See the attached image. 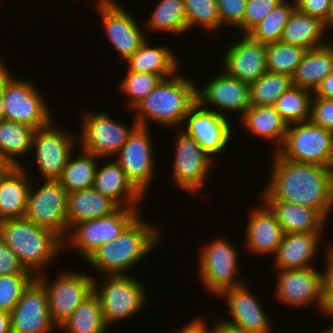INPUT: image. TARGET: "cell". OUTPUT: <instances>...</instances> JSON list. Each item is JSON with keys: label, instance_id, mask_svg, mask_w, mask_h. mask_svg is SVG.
Instances as JSON below:
<instances>
[{"label": "cell", "instance_id": "1", "mask_svg": "<svg viewBox=\"0 0 333 333\" xmlns=\"http://www.w3.org/2000/svg\"><path fill=\"white\" fill-rule=\"evenodd\" d=\"M272 155L273 167L265 190L276 200L317 210L328 221L333 213V167L294 162L277 152Z\"/></svg>", "mask_w": 333, "mask_h": 333}, {"label": "cell", "instance_id": "2", "mask_svg": "<svg viewBox=\"0 0 333 333\" xmlns=\"http://www.w3.org/2000/svg\"><path fill=\"white\" fill-rule=\"evenodd\" d=\"M141 213L115 240L94 250L86 259L104 275H131V268L149 255L161 242L162 231L145 221Z\"/></svg>", "mask_w": 333, "mask_h": 333}, {"label": "cell", "instance_id": "3", "mask_svg": "<svg viewBox=\"0 0 333 333\" xmlns=\"http://www.w3.org/2000/svg\"><path fill=\"white\" fill-rule=\"evenodd\" d=\"M196 82L180 72L163 79L131 110H134V119L139 126L146 128H150V121L163 127L180 128L190 109L197 103Z\"/></svg>", "mask_w": 333, "mask_h": 333}, {"label": "cell", "instance_id": "4", "mask_svg": "<svg viewBox=\"0 0 333 333\" xmlns=\"http://www.w3.org/2000/svg\"><path fill=\"white\" fill-rule=\"evenodd\" d=\"M0 237L35 276L47 272L44 269L63 250V240L57 234L25 217L0 221Z\"/></svg>", "mask_w": 333, "mask_h": 333}, {"label": "cell", "instance_id": "5", "mask_svg": "<svg viewBox=\"0 0 333 333\" xmlns=\"http://www.w3.org/2000/svg\"><path fill=\"white\" fill-rule=\"evenodd\" d=\"M5 64L3 60V119L23 123L36 130L47 127L55 117L46 97L34 82L14 77Z\"/></svg>", "mask_w": 333, "mask_h": 333}, {"label": "cell", "instance_id": "6", "mask_svg": "<svg viewBox=\"0 0 333 333\" xmlns=\"http://www.w3.org/2000/svg\"><path fill=\"white\" fill-rule=\"evenodd\" d=\"M98 284L94 277L93 291L98 295L103 319L109 327L141 312L147 301V293L141 281L134 275H104ZM97 279V280H95ZM100 287H99V286Z\"/></svg>", "mask_w": 333, "mask_h": 333}, {"label": "cell", "instance_id": "7", "mask_svg": "<svg viewBox=\"0 0 333 333\" xmlns=\"http://www.w3.org/2000/svg\"><path fill=\"white\" fill-rule=\"evenodd\" d=\"M204 246L198 254L197 269L206 291L219 296L223 291L242 286L247 282L246 279L239 277L240 255L236 245L233 246L228 239L219 237Z\"/></svg>", "mask_w": 333, "mask_h": 333}, {"label": "cell", "instance_id": "8", "mask_svg": "<svg viewBox=\"0 0 333 333\" xmlns=\"http://www.w3.org/2000/svg\"><path fill=\"white\" fill-rule=\"evenodd\" d=\"M276 152L294 162L333 167V132L310 120L289 124L284 142Z\"/></svg>", "mask_w": 333, "mask_h": 333}, {"label": "cell", "instance_id": "9", "mask_svg": "<svg viewBox=\"0 0 333 333\" xmlns=\"http://www.w3.org/2000/svg\"><path fill=\"white\" fill-rule=\"evenodd\" d=\"M140 214L138 208L120 207L109 216L76 223L63 240V248H75L85 260L99 246L118 238Z\"/></svg>", "mask_w": 333, "mask_h": 333}, {"label": "cell", "instance_id": "10", "mask_svg": "<svg viewBox=\"0 0 333 333\" xmlns=\"http://www.w3.org/2000/svg\"><path fill=\"white\" fill-rule=\"evenodd\" d=\"M83 114L80 132V148L93 153L100 159H113L126 143L133 131L139 126L134 119L132 126L115 121L106 111L92 112L88 110Z\"/></svg>", "mask_w": 333, "mask_h": 333}, {"label": "cell", "instance_id": "11", "mask_svg": "<svg viewBox=\"0 0 333 333\" xmlns=\"http://www.w3.org/2000/svg\"><path fill=\"white\" fill-rule=\"evenodd\" d=\"M55 123L53 120L47 127L35 130L33 135L31 152L42 180H58L78 146V135Z\"/></svg>", "mask_w": 333, "mask_h": 333}, {"label": "cell", "instance_id": "12", "mask_svg": "<svg viewBox=\"0 0 333 333\" xmlns=\"http://www.w3.org/2000/svg\"><path fill=\"white\" fill-rule=\"evenodd\" d=\"M48 273H40L36 279L46 290L51 319L59 329L77 306L93 292L94 277L82 271L80 273V270L79 272L62 270L56 276V280L50 283L46 279Z\"/></svg>", "mask_w": 333, "mask_h": 333}, {"label": "cell", "instance_id": "13", "mask_svg": "<svg viewBox=\"0 0 333 333\" xmlns=\"http://www.w3.org/2000/svg\"><path fill=\"white\" fill-rule=\"evenodd\" d=\"M39 188L31 184L24 217L47 228L62 240L69 232L67 220L68 193L58 180H42Z\"/></svg>", "mask_w": 333, "mask_h": 333}, {"label": "cell", "instance_id": "14", "mask_svg": "<svg viewBox=\"0 0 333 333\" xmlns=\"http://www.w3.org/2000/svg\"><path fill=\"white\" fill-rule=\"evenodd\" d=\"M179 130L175 135L172 181L175 186L195 195L205 185L216 161L197 144L193 137Z\"/></svg>", "mask_w": 333, "mask_h": 333}, {"label": "cell", "instance_id": "15", "mask_svg": "<svg viewBox=\"0 0 333 333\" xmlns=\"http://www.w3.org/2000/svg\"><path fill=\"white\" fill-rule=\"evenodd\" d=\"M150 132V128L138 126L113 158L143 196H146L156 171Z\"/></svg>", "mask_w": 333, "mask_h": 333}, {"label": "cell", "instance_id": "16", "mask_svg": "<svg viewBox=\"0 0 333 333\" xmlns=\"http://www.w3.org/2000/svg\"><path fill=\"white\" fill-rule=\"evenodd\" d=\"M276 275L275 299L299 309L315 305L324 313L323 271L313 268L279 270Z\"/></svg>", "mask_w": 333, "mask_h": 333}, {"label": "cell", "instance_id": "17", "mask_svg": "<svg viewBox=\"0 0 333 333\" xmlns=\"http://www.w3.org/2000/svg\"><path fill=\"white\" fill-rule=\"evenodd\" d=\"M115 0H97L96 10L100 15L105 35L113 44L123 61H126L147 39L139 21Z\"/></svg>", "mask_w": 333, "mask_h": 333}, {"label": "cell", "instance_id": "18", "mask_svg": "<svg viewBox=\"0 0 333 333\" xmlns=\"http://www.w3.org/2000/svg\"><path fill=\"white\" fill-rule=\"evenodd\" d=\"M183 126L180 129L193 137L213 159L220 156L232 142L233 128L228 116L207 110L198 102L188 112Z\"/></svg>", "mask_w": 333, "mask_h": 333}, {"label": "cell", "instance_id": "19", "mask_svg": "<svg viewBox=\"0 0 333 333\" xmlns=\"http://www.w3.org/2000/svg\"><path fill=\"white\" fill-rule=\"evenodd\" d=\"M248 282L242 286L225 290L218 296L226 299L230 320L221 318L217 321L248 333H272L271 319L263 308L264 305H261L262 302L258 296H255V293L250 290Z\"/></svg>", "mask_w": 333, "mask_h": 333}, {"label": "cell", "instance_id": "20", "mask_svg": "<svg viewBox=\"0 0 333 333\" xmlns=\"http://www.w3.org/2000/svg\"><path fill=\"white\" fill-rule=\"evenodd\" d=\"M10 319L12 333H54L59 330L51 319L46 290L36 278L10 312Z\"/></svg>", "mask_w": 333, "mask_h": 333}, {"label": "cell", "instance_id": "21", "mask_svg": "<svg viewBox=\"0 0 333 333\" xmlns=\"http://www.w3.org/2000/svg\"><path fill=\"white\" fill-rule=\"evenodd\" d=\"M208 82L202 89L197 86V102L205 109L223 116H227L224 111H229L240 114V118L251 106L249 84L228 76L224 71ZM208 105L213 107L209 109Z\"/></svg>", "mask_w": 333, "mask_h": 333}, {"label": "cell", "instance_id": "22", "mask_svg": "<svg viewBox=\"0 0 333 333\" xmlns=\"http://www.w3.org/2000/svg\"><path fill=\"white\" fill-rule=\"evenodd\" d=\"M266 47V43L242 33L240 40L223 53V71L247 84L255 82L267 72Z\"/></svg>", "mask_w": 333, "mask_h": 333}, {"label": "cell", "instance_id": "23", "mask_svg": "<svg viewBox=\"0 0 333 333\" xmlns=\"http://www.w3.org/2000/svg\"><path fill=\"white\" fill-rule=\"evenodd\" d=\"M260 199L275 215L284 233H324L327 221L317 210L274 199L264 188Z\"/></svg>", "mask_w": 333, "mask_h": 333}, {"label": "cell", "instance_id": "24", "mask_svg": "<svg viewBox=\"0 0 333 333\" xmlns=\"http://www.w3.org/2000/svg\"><path fill=\"white\" fill-rule=\"evenodd\" d=\"M248 217L244 247L257 256H274L284 236L275 215L263 203L261 207L251 208Z\"/></svg>", "mask_w": 333, "mask_h": 333}, {"label": "cell", "instance_id": "25", "mask_svg": "<svg viewBox=\"0 0 333 333\" xmlns=\"http://www.w3.org/2000/svg\"><path fill=\"white\" fill-rule=\"evenodd\" d=\"M323 234L284 233L273 258L275 270L313 268Z\"/></svg>", "mask_w": 333, "mask_h": 333}, {"label": "cell", "instance_id": "26", "mask_svg": "<svg viewBox=\"0 0 333 333\" xmlns=\"http://www.w3.org/2000/svg\"><path fill=\"white\" fill-rule=\"evenodd\" d=\"M98 163L93 188L100 194L111 198L120 207L139 208L145 198L127 179L125 172L113 159L104 163L101 168Z\"/></svg>", "mask_w": 333, "mask_h": 333}, {"label": "cell", "instance_id": "27", "mask_svg": "<svg viewBox=\"0 0 333 333\" xmlns=\"http://www.w3.org/2000/svg\"><path fill=\"white\" fill-rule=\"evenodd\" d=\"M27 169L9 166L0 175V221L24 217L32 183Z\"/></svg>", "mask_w": 333, "mask_h": 333}, {"label": "cell", "instance_id": "28", "mask_svg": "<svg viewBox=\"0 0 333 333\" xmlns=\"http://www.w3.org/2000/svg\"><path fill=\"white\" fill-rule=\"evenodd\" d=\"M148 38L126 61L128 72L152 73L163 79L174 76L180 70V62L176 53L165 45L152 46Z\"/></svg>", "mask_w": 333, "mask_h": 333}, {"label": "cell", "instance_id": "29", "mask_svg": "<svg viewBox=\"0 0 333 333\" xmlns=\"http://www.w3.org/2000/svg\"><path fill=\"white\" fill-rule=\"evenodd\" d=\"M241 127L262 140L271 141L276 145L273 152L283 144L288 124L276 111L274 106L251 105L239 118ZM273 141V142H272Z\"/></svg>", "mask_w": 333, "mask_h": 333}, {"label": "cell", "instance_id": "30", "mask_svg": "<svg viewBox=\"0 0 333 333\" xmlns=\"http://www.w3.org/2000/svg\"><path fill=\"white\" fill-rule=\"evenodd\" d=\"M119 208L120 206L115 201L100 194L93 187L68 193L69 230L76 223L109 216Z\"/></svg>", "mask_w": 333, "mask_h": 333}, {"label": "cell", "instance_id": "31", "mask_svg": "<svg viewBox=\"0 0 333 333\" xmlns=\"http://www.w3.org/2000/svg\"><path fill=\"white\" fill-rule=\"evenodd\" d=\"M333 71V42L309 49L292 75V85L313 93L325 77Z\"/></svg>", "mask_w": 333, "mask_h": 333}, {"label": "cell", "instance_id": "32", "mask_svg": "<svg viewBox=\"0 0 333 333\" xmlns=\"http://www.w3.org/2000/svg\"><path fill=\"white\" fill-rule=\"evenodd\" d=\"M325 31V22L295 8L283 29L280 41L307 50L314 49L329 43L324 41V34L327 33Z\"/></svg>", "mask_w": 333, "mask_h": 333}, {"label": "cell", "instance_id": "33", "mask_svg": "<svg viewBox=\"0 0 333 333\" xmlns=\"http://www.w3.org/2000/svg\"><path fill=\"white\" fill-rule=\"evenodd\" d=\"M35 130L23 123L0 120V155L8 166L24 165L19 160L31 153Z\"/></svg>", "mask_w": 333, "mask_h": 333}, {"label": "cell", "instance_id": "34", "mask_svg": "<svg viewBox=\"0 0 333 333\" xmlns=\"http://www.w3.org/2000/svg\"><path fill=\"white\" fill-rule=\"evenodd\" d=\"M75 152L74 150L69 156L62 175L58 179L67 193L93 187L98 162L102 160L83 149H79L77 154Z\"/></svg>", "mask_w": 333, "mask_h": 333}, {"label": "cell", "instance_id": "35", "mask_svg": "<svg viewBox=\"0 0 333 333\" xmlns=\"http://www.w3.org/2000/svg\"><path fill=\"white\" fill-rule=\"evenodd\" d=\"M66 333H107L98 295L93 291L59 327Z\"/></svg>", "mask_w": 333, "mask_h": 333}, {"label": "cell", "instance_id": "36", "mask_svg": "<svg viewBox=\"0 0 333 333\" xmlns=\"http://www.w3.org/2000/svg\"><path fill=\"white\" fill-rule=\"evenodd\" d=\"M145 23L147 30L184 35L187 32V17L184 0H159Z\"/></svg>", "mask_w": 333, "mask_h": 333}, {"label": "cell", "instance_id": "37", "mask_svg": "<svg viewBox=\"0 0 333 333\" xmlns=\"http://www.w3.org/2000/svg\"><path fill=\"white\" fill-rule=\"evenodd\" d=\"M312 96V91L292 85L278 97L274 107L288 125L305 122L310 119Z\"/></svg>", "mask_w": 333, "mask_h": 333}, {"label": "cell", "instance_id": "38", "mask_svg": "<svg viewBox=\"0 0 333 333\" xmlns=\"http://www.w3.org/2000/svg\"><path fill=\"white\" fill-rule=\"evenodd\" d=\"M282 0L277 6L259 22L248 34L261 43L280 41L283 29L296 8L295 0Z\"/></svg>", "mask_w": 333, "mask_h": 333}, {"label": "cell", "instance_id": "39", "mask_svg": "<svg viewBox=\"0 0 333 333\" xmlns=\"http://www.w3.org/2000/svg\"><path fill=\"white\" fill-rule=\"evenodd\" d=\"M307 52L301 46L281 41L268 43L266 47V70L270 73L291 76Z\"/></svg>", "mask_w": 333, "mask_h": 333}, {"label": "cell", "instance_id": "40", "mask_svg": "<svg viewBox=\"0 0 333 333\" xmlns=\"http://www.w3.org/2000/svg\"><path fill=\"white\" fill-rule=\"evenodd\" d=\"M291 86V76L266 72L258 80L249 84L250 104L274 106L278 97Z\"/></svg>", "mask_w": 333, "mask_h": 333}, {"label": "cell", "instance_id": "41", "mask_svg": "<svg viewBox=\"0 0 333 333\" xmlns=\"http://www.w3.org/2000/svg\"><path fill=\"white\" fill-rule=\"evenodd\" d=\"M187 33L193 26L199 25L211 34L223 27L216 0H184Z\"/></svg>", "mask_w": 333, "mask_h": 333}, {"label": "cell", "instance_id": "42", "mask_svg": "<svg viewBox=\"0 0 333 333\" xmlns=\"http://www.w3.org/2000/svg\"><path fill=\"white\" fill-rule=\"evenodd\" d=\"M162 80L163 78L157 74L127 72L118 85L119 91L127 97L125 107L132 110Z\"/></svg>", "mask_w": 333, "mask_h": 333}, {"label": "cell", "instance_id": "43", "mask_svg": "<svg viewBox=\"0 0 333 333\" xmlns=\"http://www.w3.org/2000/svg\"><path fill=\"white\" fill-rule=\"evenodd\" d=\"M35 278L34 274L0 276V310L11 312L25 289Z\"/></svg>", "mask_w": 333, "mask_h": 333}, {"label": "cell", "instance_id": "44", "mask_svg": "<svg viewBox=\"0 0 333 333\" xmlns=\"http://www.w3.org/2000/svg\"><path fill=\"white\" fill-rule=\"evenodd\" d=\"M282 0H246L243 34H248Z\"/></svg>", "mask_w": 333, "mask_h": 333}, {"label": "cell", "instance_id": "45", "mask_svg": "<svg viewBox=\"0 0 333 333\" xmlns=\"http://www.w3.org/2000/svg\"><path fill=\"white\" fill-rule=\"evenodd\" d=\"M222 25L234 26L243 32V19L245 14L246 0H216Z\"/></svg>", "mask_w": 333, "mask_h": 333}, {"label": "cell", "instance_id": "46", "mask_svg": "<svg viewBox=\"0 0 333 333\" xmlns=\"http://www.w3.org/2000/svg\"><path fill=\"white\" fill-rule=\"evenodd\" d=\"M309 120L312 123L333 132V100L313 95Z\"/></svg>", "mask_w": 333, "mask_h": 333}, {"label": "cell", "instance_id": "47", "mask_svg": "<svg viewBox=\"0 0 333 333\" xmlns=\"http://www.w3.org/2000/svg\"><path fill=\"white\" fill-rule=\"evenodd\" d=\"M327 245L323 268L324 314L333 312V244Z\"/></svg>", "mask_w": 333, "mask_h": 333}, {"label": "cell", "instance_id": "48", "mask_svg": "<svg viewBox=\"0 0 333 333\" xmlns=\"http://www.w3.org/2000/svg\"><path fill=\"white\" fill-rule=\"evenodd\" d=\"M11 274H33L21 264L15 253L0 237V276Z\"/></svg>", "mask_w": 333, "mask_h": 333}, {"label": "cell", "instance_id": "49", "mask_svg": "<svg viewBox=\"0 0 333 333\" xmlns=\"http://www.w3.org/2000/svg\"><path fill=\"white\" fill-rule=\"evenodd\" d=\"M296 8L301 12L327 22L332 0H295Z\"/></svg>", "mask_w": 333, "mask_h": 333}, {"label": "cell", "instance_id": "50", "mask_svg": "<svg viewBox=\"0 0 333 333\" xmlns=\"http://www.w3.org/2000/svg\"><path fill=\"white\" fill-rule=\"evenodd\" d=\"M211 328L207 321L204 318H195L186 324L185 326L181 327L178 333H217V323ZM210 327V328H209Z\"/></svg>", "mask_w": 333, "mask_h": 333}, {"label": "cell", "instance_id": "51", "mask_svg": "<svg viewBox=\"0 0 333 333\" xmlns=\"http://www.w3.org/2000/svg\"><path fill=\"white\" fill-rule=\"evenodd\" d=\"M313 95L316 97L333 99V71L325 77Z\"/></svg>", "mask_w": 333, "mask_h": 333}, {"label": "cell", "instance_id": "52", "mask_svg": "<svg viewBox=\"0 0 333 333\" xmlns=\"http://www.w3.org/2000/svg\"><path fill=\"white\" fill-rule=\"evenodd\" d=\"M0 333H12L10 312L0 310Z\"/></svg>", "mask_w": 333, "mask_h": 333}, {"label": "cell", "instance_id": "53", "mask_svg": "<svg viewBox=\"0 0 333 333\" xmlns=\"http://www.w3.org/2000/svg\"><path fill=\"white\" fill-rule=\"evenodd\" d=\"M3 119V60L0 58V120Z\"/></svg>", "mask_w": 333, "mask_h": 333}, {"label": "cell", "instance_id": "54", "mask_svg": "<svg viewBox=\"0 0 333 333\" xmlns=\"http://www.w3.org/2000/svg\"><path fill=\"white\" fill-rule=\"evenodd\" d=\"M217 333H248V332L240 331V330L231 328L225 324L217 322Z\"/></svg>", "mask_w": 333, "mask_h": 333}, {"label": "cell", "instance_id": "55", "mask_svg": "<svg viewBox=\"0 0 333 333\" xmlns=\"http://www.w3.org/2000/svg\"><path fill=\"white\" fill-rule=\"evenodd\" d=\"M325 25H326L327 30L330 28L333 29V0L331 3V11L329 14V18H328V21L325 23Z\"/></svg>", "mask_w": 333, "mask_h": 333}, {"label": "cell", "instance_id": "56", "mask_svg": "<svg viewBox=\"0 0 333 333\" xmlns=\"http://www.w3.org/2000/svg\"><path fill=\"white\" fill-rule=\"evenodd\" d=\"M325 316H329L330 318H333V312L327 313V314H325ZM331 323L332 324L327 326V328H325L326 330L324 329L323 332H321V333H333V322H331Z\"/></svg>", "mask_w": 333, "mask_h": 333}, {"label": "cell", "instance_id": "57", "mask_svg": "<svg viewBox=\"0 0 333 333\" xmlns=\"http://www.w3.org/2000/svg\"><path fill=\"white\" fill-rule=\"evenodd\" d=\"M9 166L5 162H0V175L5 171Z\"/></svg>", "mask_w": 333, "mask_h": 333}]
</instances>
